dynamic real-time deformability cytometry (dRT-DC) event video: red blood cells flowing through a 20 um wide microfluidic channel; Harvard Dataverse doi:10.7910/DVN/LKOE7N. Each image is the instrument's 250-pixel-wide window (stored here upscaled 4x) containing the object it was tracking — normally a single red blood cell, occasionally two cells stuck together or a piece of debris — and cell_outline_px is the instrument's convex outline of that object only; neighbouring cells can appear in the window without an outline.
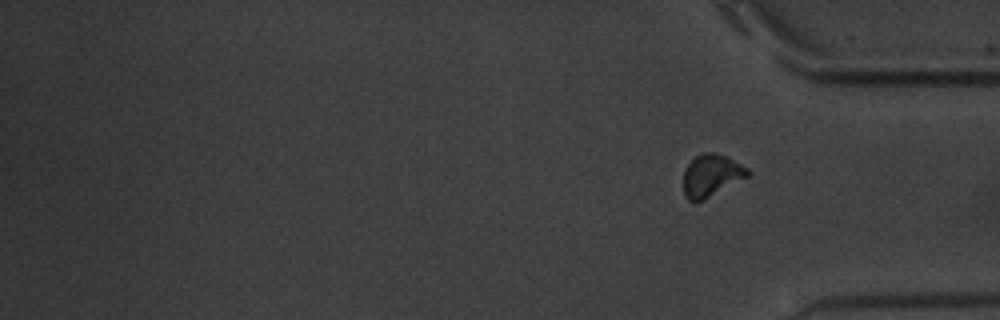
{"species": "common noctule bat (a hibernating species)", "species_latin": "Nyctalus noctula", "temperature_condition": "warm", "stored_images_in_passage": 15, "camera_frame_rate_fps": 3000, "um_per_image_px": 0.085, "animal": {"sex": "male", "body_mass_g": 20.1, "forearm_length_mm": 53.5}, "frame": {"image": 1, "passage_image": 15, "time_ms": 20.0, "image_size_px": [1000, 320], "cell_outline_px": [[752, 172], [748, 176], [704, 200], [696, 204], [692, 204], [684, 196], [684, 168], [696, 156], [704, 152], [716, 152], [728, 156], [748, 168]], "centroid_in_image_um": [60.45, 14.93], "position_along_channel_um": 374.7, "area_um2": 16.13}, "authors_computed_cell_mechanics": {"area_um2": 16.762, "velocity_mm_per_s": 3.6019, "shape_relaxation_time_tau1_ms": 2.5256, "shape_relaxation_time_tau2_ms": 1.6034, "deformation_change_tau1": 0.1237, "deformation_change_tau2": 0.0664}}